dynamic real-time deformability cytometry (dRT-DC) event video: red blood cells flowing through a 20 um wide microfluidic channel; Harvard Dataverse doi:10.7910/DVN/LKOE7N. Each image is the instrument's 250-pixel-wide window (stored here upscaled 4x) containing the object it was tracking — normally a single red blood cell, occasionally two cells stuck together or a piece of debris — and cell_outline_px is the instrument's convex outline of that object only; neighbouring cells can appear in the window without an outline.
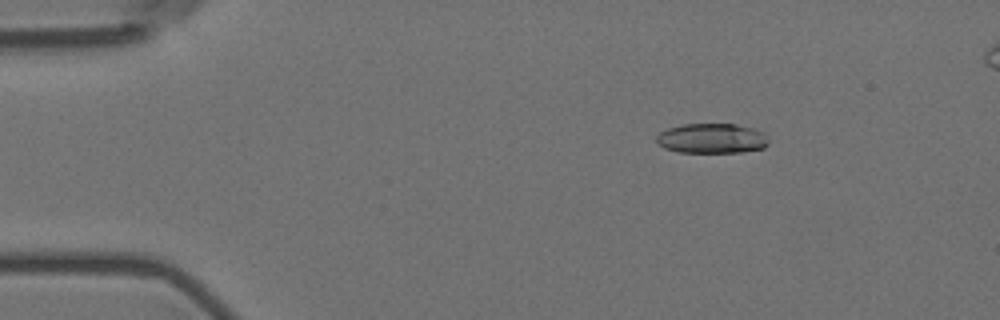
{"species": "Egyptian fruit bat (a non-hibernating species)", "species_latin": "Rousettus aegyptiacus", "temperature_condition": "room temperature", "stored_images_in_passage": 9, "camera_frame_rate_fps": 3000, "um_per_image_px": 0.085, "animal": {"sex": "female"}, "frame": {"image": 1, "passage_image": 2, "time_ms": 0.333, "image_size_px": [1000, 320], "cell_outline_px": [[768, 144], [764, 148], [744, 152], [680, 152], [664, 148], [656, 140], [656, 136], [660, 132], [668, 128], [680, 124], [736, 124], [752, 128], [764, 132], [768, 140]], "centroid_in_image_um": [60.52, 11.76], "position_along_channel_um": 24.5, "area_um2": 19.59}}
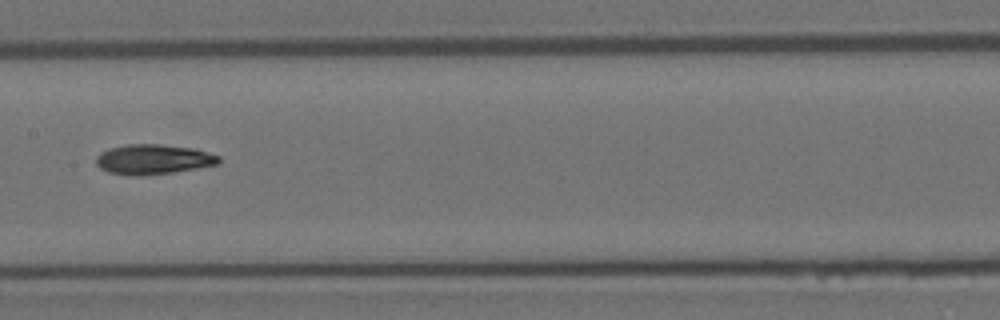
{"frame": {"image": 2, "passage_image": 7, "time_ms": 2.0, "image_size_px": [1000, 320], "cell_outline_px": [[220, 164], [172, 172], [140, 176], [128, 176], [108, 172], [100, 168], [96, 164], [96, 156], [100, 152], [108, 148], [128, 144], [160, 144], [196, 148], [220, 156]], "centroid_in_image_um": [13.01, 13.54], "position_along_channel_um": 194.4, "area_um2": 21.68}}
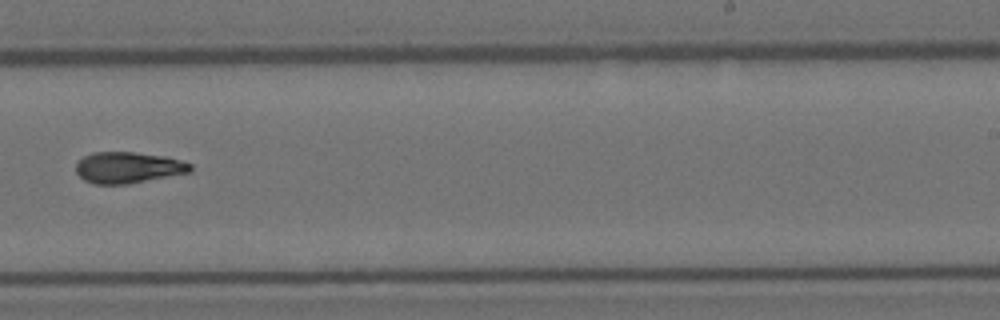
{"frame": {"image": 3, "passage_image": 9, "time_ms": 2.667, "image_size_px": [1000, 320], "cell_outline_px": [[192, 172], [128, 184], [92, 184], [84, 180], [76, 172], [76, 164], [84, 156], [92, 152], [132, 152], [164, 156], [180, 160], [192, 164]], "centroid_in_image_um": [10.89, 14.25], "position_along_channel_um": 278.1, "area_um2": 20.87}}